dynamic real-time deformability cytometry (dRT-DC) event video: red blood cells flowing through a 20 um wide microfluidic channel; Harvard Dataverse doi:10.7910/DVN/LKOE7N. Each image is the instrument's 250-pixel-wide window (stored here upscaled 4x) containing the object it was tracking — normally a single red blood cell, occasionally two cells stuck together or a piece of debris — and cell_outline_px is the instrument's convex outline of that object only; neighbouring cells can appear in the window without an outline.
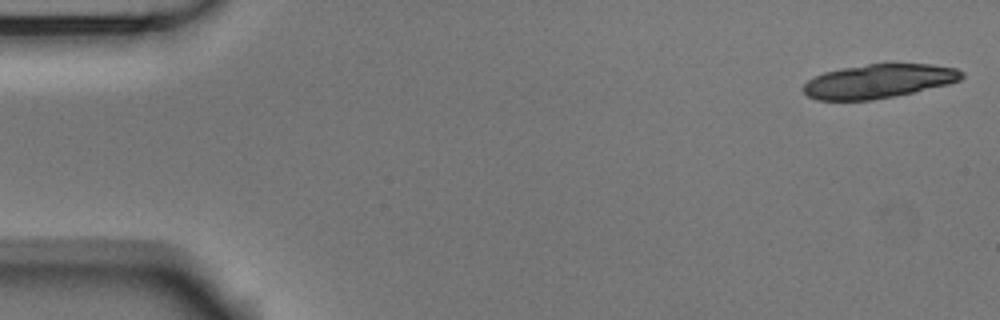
{"species": "Egyptian fruit bat (a non-hibernating species)", "species_latin": "Rousettus aegyptiacus", "temperature_condition": "room temperature", "stored_images_in_passage": 17, "camera_frame_rate_fps": 3000, "um_per_image_px": 0.085, "animal": {"sex": "male"}, "frame": {"image": 1, "passage_image": 1, "time_ms": 0.0, "image_size_px": [1000, 320], "cell_outline_px": [[964, 76], [960, 80], [948, 84], [912, 92], [872, 100], [816, 100], [808, 96], [800, 88], [808, 80], [824, 72], [840, 68], [868, 64], [932, 64], [956, 68], [964, 72]], "centroid_in_image_um": [74.66, 6.89], "position_along_channel_um": 10.3, "area_um2": 31.27}}